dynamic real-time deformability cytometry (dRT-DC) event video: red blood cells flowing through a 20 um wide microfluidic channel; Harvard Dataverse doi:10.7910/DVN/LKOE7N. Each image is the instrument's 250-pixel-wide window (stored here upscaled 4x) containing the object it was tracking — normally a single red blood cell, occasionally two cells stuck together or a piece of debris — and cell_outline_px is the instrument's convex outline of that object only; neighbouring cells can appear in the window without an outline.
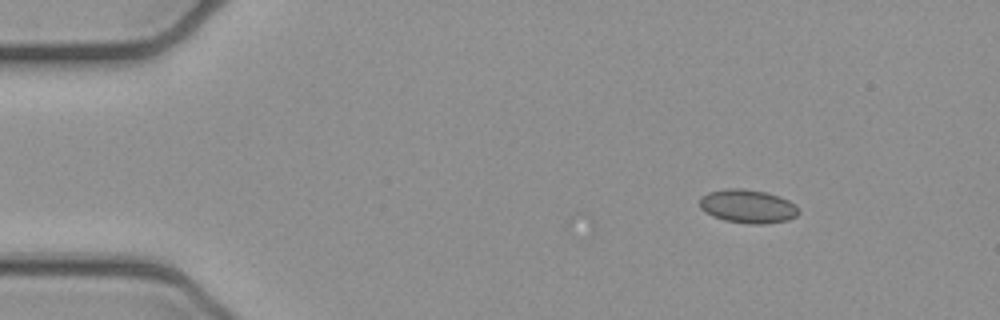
{"species": "common noctule bat (a hibernating species)", "species_latin": "Nyctalus noctula", "temperature_condition": "cold", "stored_images_in_passage": 10, "camera_frame_rate_fps": 3000, "um_per_image_px": 0.085, "animal": {"sex": "female", "body_mass_g": 21.9}, "frame": {"image": 1, "passage_image": 1, "time_ms": 0.0, "image_size_px": [1000, 320], "cell_outline_px": [[800, 212], [796, 216], [788, 220], [764, 224], [748, 224], [724, 220], [712, 216], [700, 208], [700, 196], [708, 192], [724, 188], [744, 188], [764, 192], [780, 196], [796, 204]], "centroid_in_image_um": [63.56, 17.53], "position_along_channel_um": 21.4, "area_um2": 19.59}}
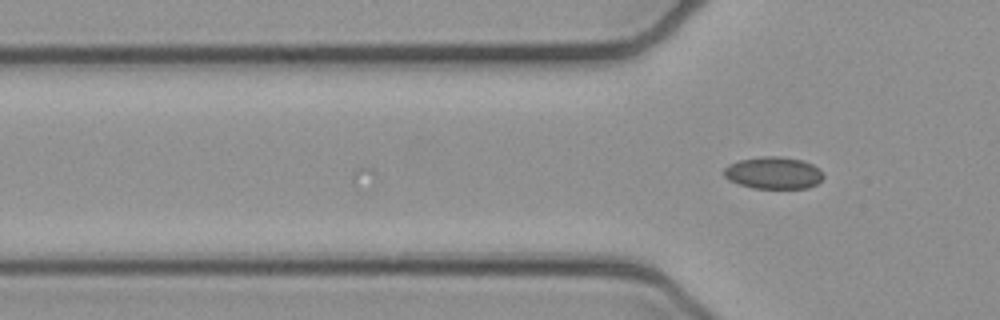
{"frame": {"image": 2, "passage_image": 10, "time_ms": 3.0, "image_size_px": [1000, 320], "cell_outline_px": [[824, 176], [816, 184], [808, 188], [752, 188], [728, 180], [724, 176], [724, 168], [728, 164], [740, 160], [760, 156], [780, 156], [800, 160], [812, 164], [820, 168]], "centroid_in_image_um": [65.73, 14.69], "position_along_channel_um": 60.1, "area_um2": 18.61}}